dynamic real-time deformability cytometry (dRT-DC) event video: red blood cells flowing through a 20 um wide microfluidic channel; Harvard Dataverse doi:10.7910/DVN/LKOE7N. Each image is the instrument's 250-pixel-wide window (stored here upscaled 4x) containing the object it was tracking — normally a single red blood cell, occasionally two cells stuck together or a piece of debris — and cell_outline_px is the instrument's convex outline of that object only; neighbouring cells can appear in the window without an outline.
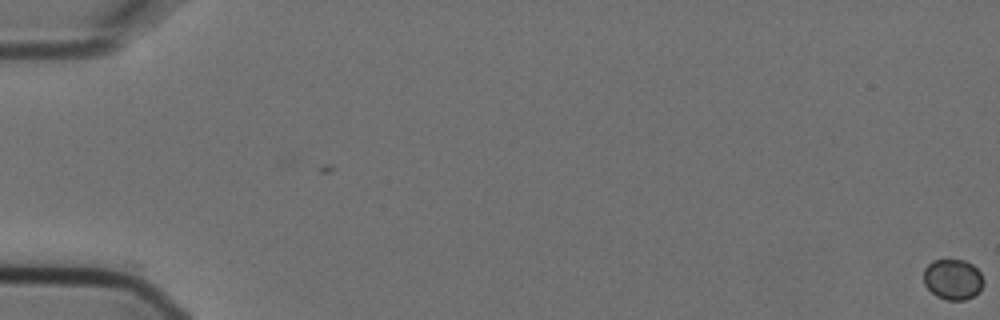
{"species": "Egyptian fruit bat (a non-hibernating species)", "species_latin": "Rousettus aegyptiacus", "temperature_condition": "cold", "stored_images_in_passage": 5, "camera_frame_rate_fps": 3000, "um_per_image_px": 0.085, "animal": {"sex": "female"}, "frame": {"image": 1, "passage_image": 1, "time_ms": 0.0, "image_size_px": [1000, 320], "cell_outline_px": [[984, 284], [980, 292], [964, 300], [948, 300], [936, 296], [924, 284], [924, 268], [932, 260], [964, 260], [972, 264], [980, 272], [984, 280]], "centroid_in_image_um": [81.01, 23.74], "position_along_channel_um": 4.0, "area_um2": 14.22}}
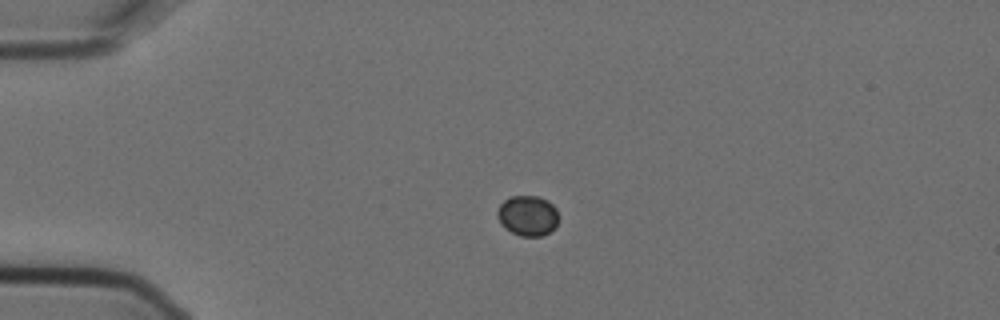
{"frame": {"image": 2, "passage_image": 4, "time_ms": 1.0, "image_size_px": [1000, 320], "cell_outline_px": [[556, 224], [548, 232], [540, 236], [520, 236], [504, 228], [500, 224], [496, 216], [496, 212], [500, 204], [504, 200], [512, 196], [536, 196], [548, 200], [556, 208]], "centroid_in_image_um": [44.79, 18.32], "position_along_channel_um": 40.2, "area_um2": 14.28}}